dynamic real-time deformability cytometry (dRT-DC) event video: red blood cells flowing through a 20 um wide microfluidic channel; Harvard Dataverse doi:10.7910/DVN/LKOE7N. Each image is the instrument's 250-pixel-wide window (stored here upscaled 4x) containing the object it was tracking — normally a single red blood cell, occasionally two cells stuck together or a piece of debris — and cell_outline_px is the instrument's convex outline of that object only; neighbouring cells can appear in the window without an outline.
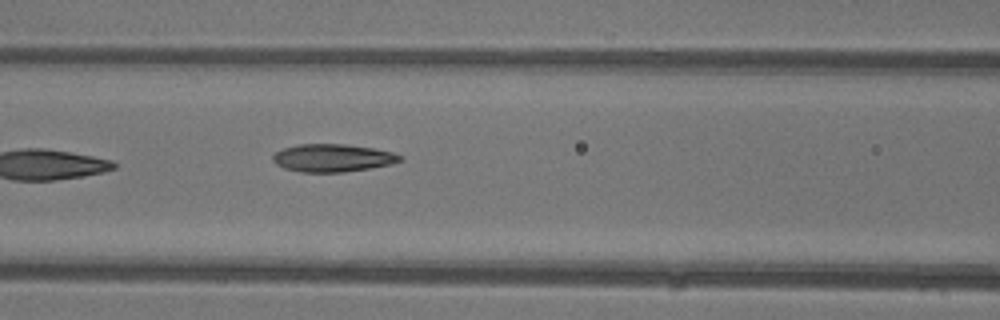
{"species": "common noctule bat (a hibernating species)", "species_latin": "Nyctalus noctula", "temperature_condition": "warm", "stored_images_in_passage": 9, "camera_frame_rate_fps": 3000, "um_per_image_px": 0.085, "animal": {"sex": "female"}, "frame": {"image": 1, "passage_image": 9, "time_ms": 12.0, "image_size_px": [1000, 320], "cell_outline_px": [[404, 160], [388, 164], [368, 168], [344, 172], [300, 172], [284, 168], [276, 164], [272, 160], [272, 156], [276, 152], [284, 148], [296, 144], [344, 144], [372, 148], [392, 152], [404, 156]], "centroid_in_image_um": [28.25, 13.42], "position_along_channel_um": 138.3, "area_um2": 20.52}}